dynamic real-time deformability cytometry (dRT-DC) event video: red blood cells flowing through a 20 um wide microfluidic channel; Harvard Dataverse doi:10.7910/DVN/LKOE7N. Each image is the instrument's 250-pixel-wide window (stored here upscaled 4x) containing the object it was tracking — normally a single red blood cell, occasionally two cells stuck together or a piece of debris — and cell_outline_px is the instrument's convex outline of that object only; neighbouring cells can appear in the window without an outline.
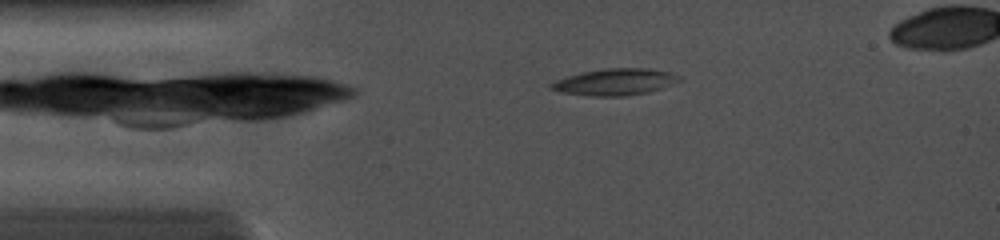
{"species": "common noctule bat (a hibernating species)", "species_latin": "Nyctalus noctula", "temperature_condition": "cold", "stored_images_in_passage": 28, "camera_frame_rate_fps": 5000, "um_per_image_px": 0.085, "animal": {"sex": "female", "body_mass_g": 19.0, "forearm_length_mm": 56.7}, "frame": {"image": 1, "passage_image": 3, "time_ms": 1.4, "image_size_px": [1000, 240], "cell_outline_px": [[684, 80], [648, 92], [624, 96], [592, 96], [560, 92], [548, 88], [548, 84], [556, 80], [568, 76], [584, 72], [604, 68], [648, 68], [672, 72], [680, 76]], "centroid_in_image_um": [52.29, 6.96], "position_along_channel_um": 32.7, "area_um2": 19.94}}
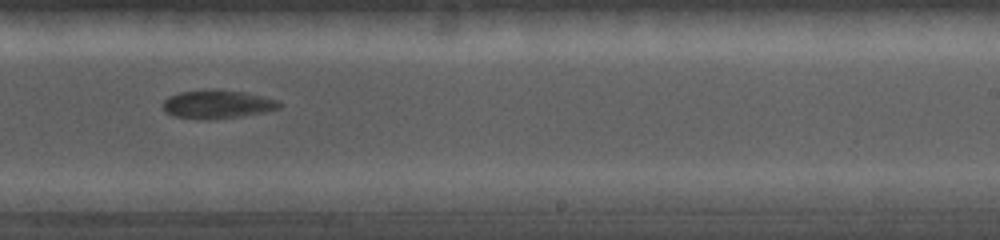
{"frame": {"image": 2, "passage_image": 15, "time_ms": 7.8, "image_size_px": [1000, 240], "cell_outline_px": [[280, 108], [264, 112], [244, 116], [208, 120], [204, 120], [172, 116], [164, 112], [164, 100], [168, 96], [180, 92], [212, 88], [216, 88], [244, 92], [276, 100], [280, 104]], "centroid_in_image_um": [18.43, 8.86], "position_along_channel_um": 270.6, "area_um2": 19.54}}
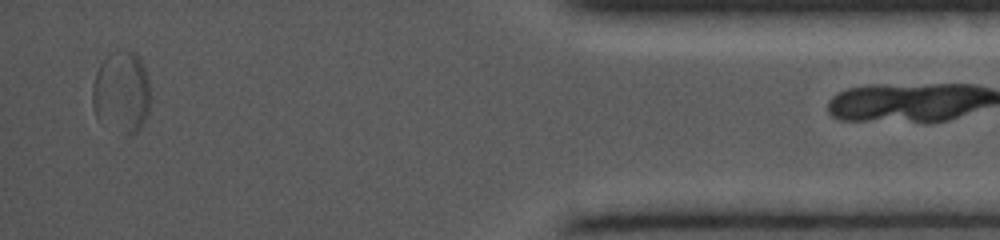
{"frame": {"image": 3, "passage_image": 26, "time_ms": 12.6, "image_size_px": [1000, 240], "cell_outline_px": [[148, 112], [140, 128], [136, 132], [128, 136], [120, 88], [124, 52], [136, 52], [140, 56], [144, 64], [148, 76]], "centroid_in_image_um": [11.41, 7.76], "position_along_channel_um": 423.8, "area_um2": 13.06}}